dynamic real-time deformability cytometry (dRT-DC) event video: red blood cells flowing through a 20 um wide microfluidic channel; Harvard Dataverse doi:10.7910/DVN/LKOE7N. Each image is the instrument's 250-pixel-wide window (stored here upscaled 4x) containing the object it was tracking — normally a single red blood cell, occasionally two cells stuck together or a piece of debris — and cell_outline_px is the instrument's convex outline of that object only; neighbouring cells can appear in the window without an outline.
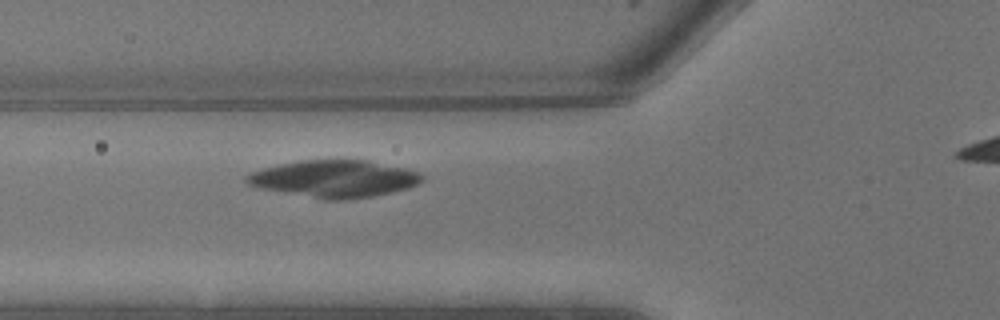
{"species": "common noctule bat (a hibernating species)", "species_latin": "Nyctalus noctula", "temperature_condition": "warm", "stored_images_in_passage": 5, "camera_frame_rate_fps": 3000, "um_per_image_px": 0.085, "animal": {"sex": "male", "body_mass_g": 13.3}, "frame": {"image": 1, "passage_image": 5, "time_ms": 1.333, "image_size_px": [1000, 320], "cell_outline_px": [[424, 180], [408, 188], [392, 192], [372, 196], [344, 200], [324, 200], [260, 188], [244, 184], [244, 176], [252, 172], [264, 168], [280, 164], [304, 160], [368, 160], [404, 168], [420, 172], [424, 176]], "centroid_in_image_um": [28.4, 15.2], "position_along_channel_um": 97.4, "area_um2": 38.03}}